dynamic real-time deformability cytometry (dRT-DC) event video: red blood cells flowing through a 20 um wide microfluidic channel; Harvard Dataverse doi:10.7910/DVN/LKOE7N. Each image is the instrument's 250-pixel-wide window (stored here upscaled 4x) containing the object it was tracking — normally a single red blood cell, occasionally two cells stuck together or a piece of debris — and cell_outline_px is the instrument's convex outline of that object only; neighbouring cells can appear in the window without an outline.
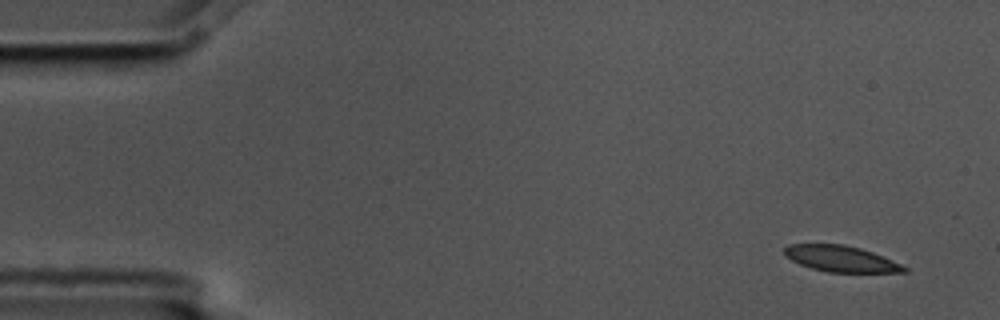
{"species": "common noctule bat (a hibernating species)", "species_latin": "Nyctalus noctula", "temperature_condition": "cold", "stored_images_in_passage": 7, "camera_frame_rate_fps": 3000, "um_per_image_px": 0.085, "animal": {"sex": "male", "body_mass_g": 17.5, "forearm_length_mm": 52.3}, "frame": {"image": 1, "passage_image": 1, "time_ms": 0.0, "image_size_px": [1000, 320], "cell_outline_px": [[908, 272], [828, 272], [812, 268], [800, 264], [784, 256], [784, 248], [788, 244], [844, 244], [860, 248], [872, 252], [892, 260], [908, 268]], "centroid_in_image_um": [71.46, 21.99], "position_along_channel_um": 13.5, "area_um2": 18.09}}
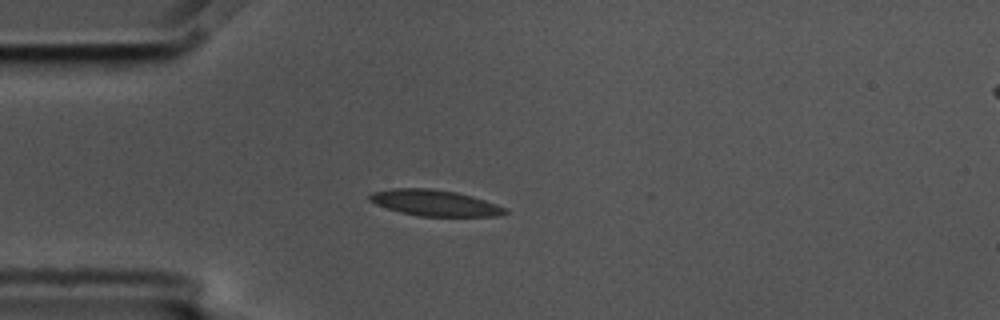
{"frame": {"image": 2, "passage_image": 4, "time_ms": 1.0, "image_size_px": [1000, 320], "cell_outline_px": [[508, 212], [496, 216], [420, 216], [400, 212], [376, 204], [368, 200], [368, 196], [372, 192], [392, 188], [432, 188], [456, 192], [472, 196], [496, 204], [504, 208]], "centroid_in_image_um": [36.91, 17.24], "position_along_channel_um": 48.1, "area_um2": 20.4}}